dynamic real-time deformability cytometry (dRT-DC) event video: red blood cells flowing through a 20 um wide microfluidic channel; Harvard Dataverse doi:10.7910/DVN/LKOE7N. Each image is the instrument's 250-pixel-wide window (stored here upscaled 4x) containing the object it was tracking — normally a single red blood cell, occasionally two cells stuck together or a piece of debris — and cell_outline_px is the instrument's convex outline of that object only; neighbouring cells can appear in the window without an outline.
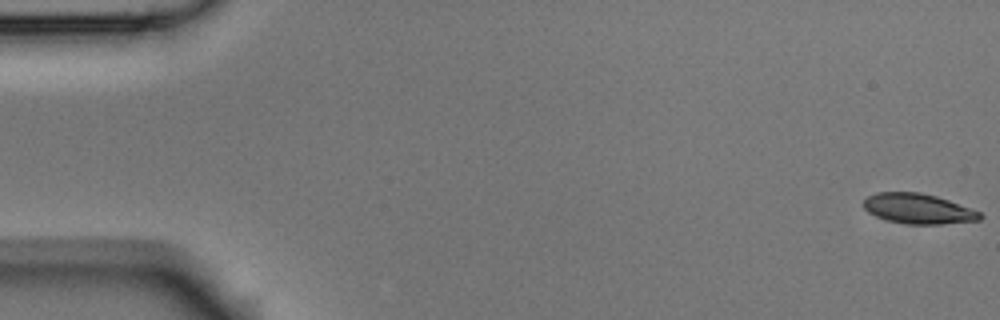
{"species": "Egyptian fruit bat (a non-hibernating species)", "species_latin": "Rousettus aegyptiacus", "temperature_condition": "room temperature", "stored_images_in_passage": 5, "camera_frame_rate_fps": 3000, "um_per_image_px": 0.085, "animal": {"sex": "male"}, "frame": {"image": 1, "passage_image": 1, "time_ms": 0.0, "image_size_px": [1000, 320], "cell_outline_px": [[984, 216], [980, 220], [940, 224], [904, 224], [888, 220], [876, 216], [868, 212], [864, 208], [864, 200], [868, 196], [876, 192], [920, 192], [936, 196], [972, 208], [980, 212]], "centroid_in_image_um": [78.06, 17.74], "position_along_channel_um": 6.9, "area_um2": 20.46}}